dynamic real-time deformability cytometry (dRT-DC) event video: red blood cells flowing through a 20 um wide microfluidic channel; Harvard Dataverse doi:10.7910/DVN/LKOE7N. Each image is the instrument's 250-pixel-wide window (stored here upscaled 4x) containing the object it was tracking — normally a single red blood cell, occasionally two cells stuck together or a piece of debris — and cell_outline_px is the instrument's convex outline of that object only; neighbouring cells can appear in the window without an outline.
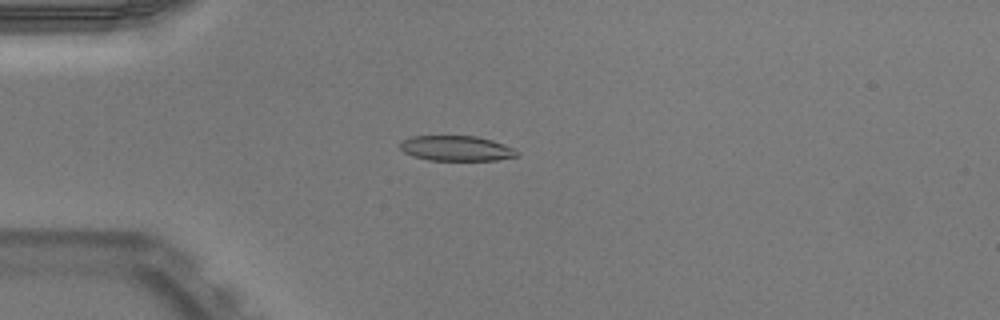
{"species": "Egyptian fruit bat (a non-hibernating species)", "species_latin": "Rousettus aegyptiacus", "temperature_condition": "warm", "stored_images_in_passage": 45, "camera_frame_rate_fps": 3000, "um_per_image_px": 0.085, "animal": {"sex": "male"}, "frame": {"image": 1, "passage_image": 8, "time_ms": 2.333, "image_size_px": [1000, 320], "cell_outline_px": [[520, 156], [496, 160], [428, 160], [412, 156], [404, 152], [400, 148], [400, 140], [412, 136], [476, 136], [492, 140], [504, 144], [512, 148]], "centroid_in_image_um": [38.75, 12.61], "position_along_channel_um": 46.2, "area_um2": 17.17}}
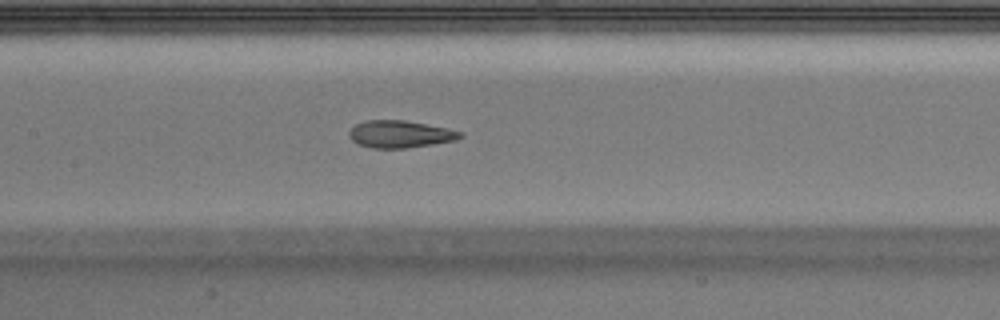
{"frame": {"image": 2, "passage_image": 19, "time_ms": 6.0, "image_size_px": [1000, 320], "cell_outline_px": [[464, 136], [456, 140], [408, 148], [372, 148], [356, 144], [348, 136], [348, 132], [356, 124], [364, 120], [404, 120], [448, 128], [464, 132]], "centroid_in_image_um": [34.01, 11.4], "position_along_channel_um": 173.4, "area_um2": 17.8}}
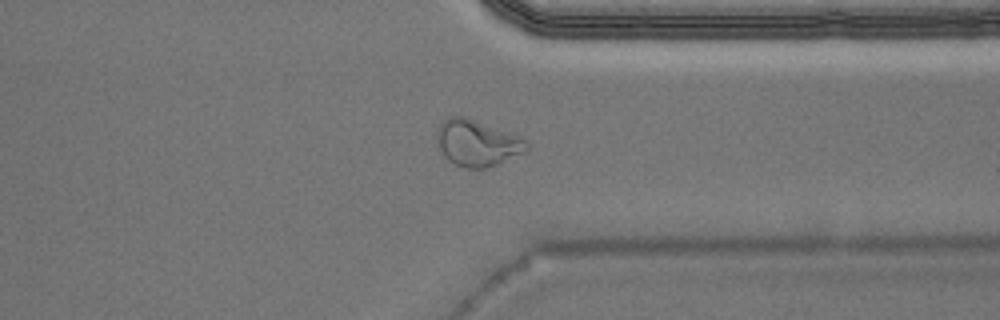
{"frame": {"image": 3, "passage_image": 34, "time_ms": 11.0, "image_size_px": [1000, 320], "cell_outline_px": [[528, 148], [496, 164], [484, 168], [464, 168], [448, 160], [444, 156], [436, 140], [436, 132], [440, 124], [444, 120], [452, 116], [460, 116], [520, 136], [528, 140]], "centroid_in_image_um": [40.51, 12.16], "position_along_channel_um": 370.9, "area_um2": 23.47}, "authors_computed_cell_mechanics": {"area_um2": 18.3226, "velocity_mm_per_s": 3.9665, "shape_relaxation_time_tau1_ms": null, "shape_relaxation_time_tau2_ms": 1.3276, "deformation_change_tau1": null, "deformation_change_tau2": 0.0912}}